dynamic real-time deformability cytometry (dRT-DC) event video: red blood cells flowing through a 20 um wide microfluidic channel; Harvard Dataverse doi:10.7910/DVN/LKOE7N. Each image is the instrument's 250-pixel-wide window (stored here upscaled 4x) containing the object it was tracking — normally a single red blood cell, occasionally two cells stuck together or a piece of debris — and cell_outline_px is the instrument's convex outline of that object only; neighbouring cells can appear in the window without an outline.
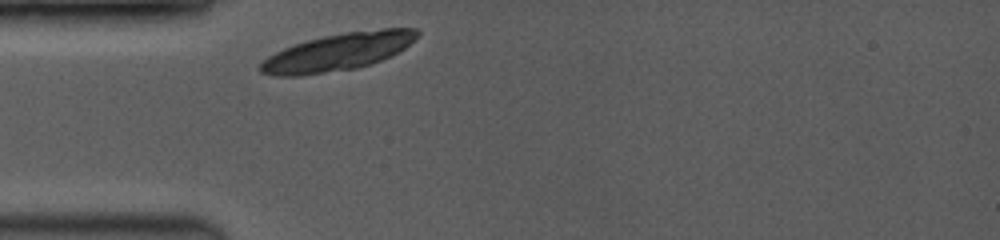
{"species": "common noctule bat (a hibernating species)", "species_latin": "Nyctalus noctula", "temperature_condition": "room temperature", "stored_images_in_passage": 1, "camera_frame_rate_fps": 3500, "um_per_image_px": 0.085, "animal": {"sex": "female", "body_mass_g": 19.0, "forearm_length_mm": 53.3}, "frame": {"image": 1, "passage_image": 1, "time_ms": 0.0, "image_size_px": [1000, 240], "cell_outline_px": [[420, 36], [404, 48], [380, 60], [356, 68], [300, 76], [272, 76], [260, 72], [260, 64], [268, 56], [284, 48], [308, 40], [324, 36], [344, 32], [380, 28], [416, 28], [420, 32]], "centroid_in_image_um": [28.74, 4.4], "position_along_channel_um": 56.3, "area_um2": 33.87}}